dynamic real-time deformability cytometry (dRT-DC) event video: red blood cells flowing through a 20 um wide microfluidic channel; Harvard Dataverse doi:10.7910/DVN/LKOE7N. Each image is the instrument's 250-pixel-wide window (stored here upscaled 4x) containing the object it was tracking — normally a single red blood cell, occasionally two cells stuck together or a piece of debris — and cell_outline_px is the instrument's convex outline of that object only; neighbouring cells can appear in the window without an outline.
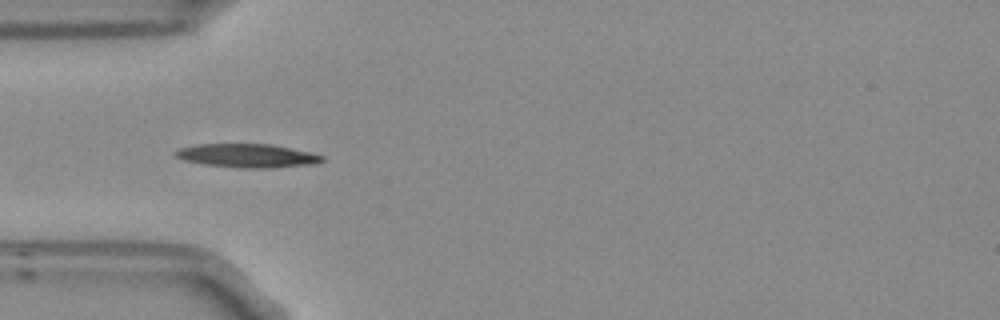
{"species": "Egyptian fruit bat (a non-hibernating species)", "species_latin": "Rousettus aegyptiacus", "temperature_condition": "room temperature", "stored_images_in_passage": 5, "camera_frame_rate_fps": 3000, "um_per_image_px": 0.085, "frame": {"image": 1, "passage_image": 3, "time_ms": 0.667, "image_size_px": [1000, 320], "cell_outline_px": [[324, 160], [316, 164], [272, 168], [236, 168], [204, 164], [184, 160], [172, 156], [172, 152], [180, 148], [196, 144], [272, 144], [308, 152], [324, 156]], "centroid_in_image_um": [20.98, 13.24], "position_along_channel_um": 64.0, "area_um2": 20.4}}
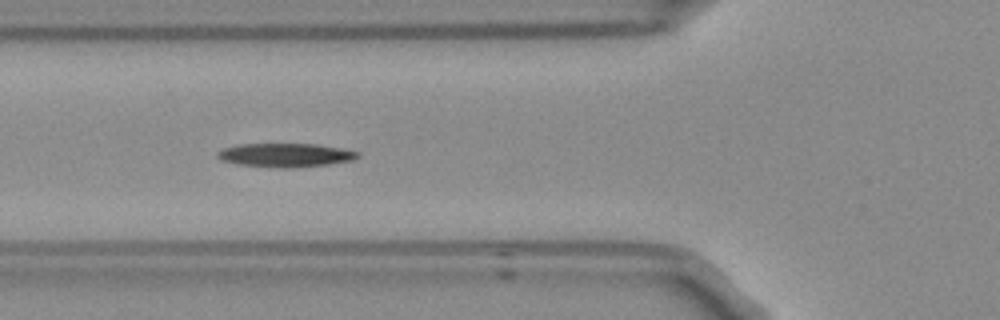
{"frame": {"image": 2, "passage_image": 4, "time_ms": 1.0, "image_size_px": [1000, 320], "cell_outline_px": [[360, 156], [352, 160], [328, 164], [292, 168], [280, 168], [236, 164], [224, 160], [216, 156], [216, 152], [224, 148], [236, 144], [316, 144], [340, 148], [360, 152]], "centroid_in_image_um": [24.25, 13.18], "position_along_channel_um": 101.5, "area_um2": 19.36}}